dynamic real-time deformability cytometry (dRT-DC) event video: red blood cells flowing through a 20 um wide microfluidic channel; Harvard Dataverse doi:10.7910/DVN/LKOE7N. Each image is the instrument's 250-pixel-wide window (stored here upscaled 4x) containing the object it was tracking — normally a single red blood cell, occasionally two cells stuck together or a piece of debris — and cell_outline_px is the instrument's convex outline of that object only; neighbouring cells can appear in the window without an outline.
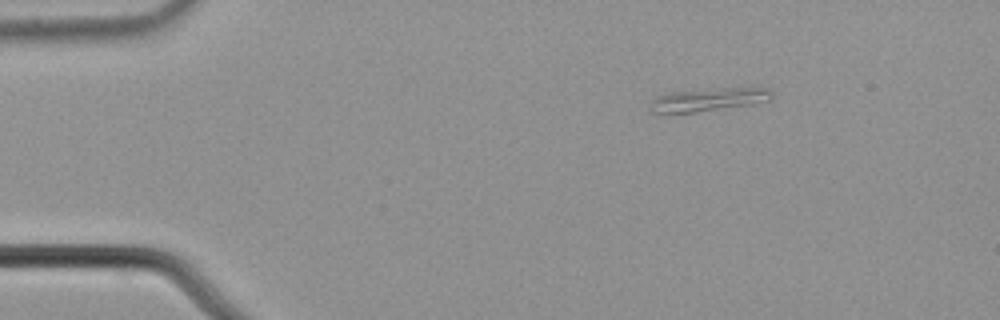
{"species": "common noctule bat (a hibernating species)", "species_latin": "Nyctalus noctula", "temperature_condition": "cold", "stored_images_in_passage": 4, "camera_frame_rate_fps": 3000, "um_per_image_px": 0.085, "animal": {"sex": "male", "body_mass_g": 21.5, "forearm_length_mm": 52.0}, "frame": {"image": 1, "passage_image": 4, "time_ms": 1.0, "image_size_px": [1000, 320], "cell_outline_px": [[772, 100], [756, 104], [692, 112], [652, 112], [652, 100], [656, 96], [672, 92], [752, 84], [760, 84], [768, 88], [772, 92]], "centroid_in_image_um": [60.48, 8.39], "position_along_channel_um": 24.5, "area_um2": 17.11}}